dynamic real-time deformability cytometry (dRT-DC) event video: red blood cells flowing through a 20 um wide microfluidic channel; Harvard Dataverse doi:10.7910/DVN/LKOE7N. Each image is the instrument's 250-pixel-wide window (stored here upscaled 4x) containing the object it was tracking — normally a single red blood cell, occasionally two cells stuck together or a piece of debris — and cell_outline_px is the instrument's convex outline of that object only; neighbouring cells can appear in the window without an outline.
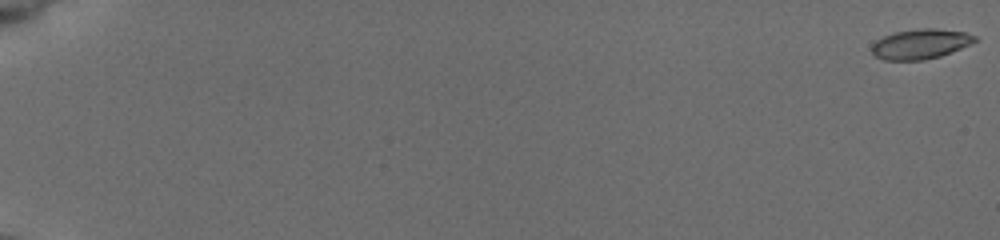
{"species": "common noctule bat (a hibernating species)", "species_latin": "Nyctalus noctula", "temperature_condition": "cold", "stored_images_in_passage": 56, "camera_frame_rate_fps": 3000, "um_per_image_px": 0.085, "animal": {"sex": "female", "body_mass_g": 19.5, "forearm_length_mm": 54.1}, "frame": {"image": 1, "passage_image": 1, "time_ms": 0.0, "image_size_px": [1000, 240], "cell_outline_px": [[976, 40], [960, 48], [940, 56], [924, 60], [884, 60], [876, 56], [872, 52], [872, 44], [876, 40], [884, 36], [896, 32], [920, 28], [936, 28], [964, 32], [976, 36]], "centroid_in_image_um": [78.21, 3.74], "position_along_channel_um": 6.8, "area_um2": 17.74}}
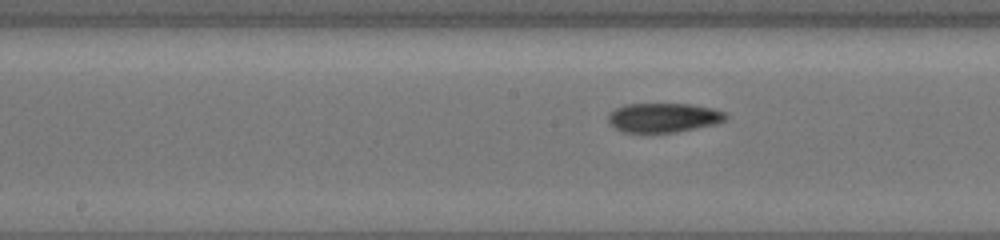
{"frame": {"image": 2, "passage_image": 32, "time_ms": 10.333, "image_size_px": [1000, 240], "cell_outline_px": [[728, 116], [724, 120], [712, 124], [672, 132], [624, 132], [616, 128], [608, 120], [608, 112], [624, 104], [688, 104], [712, 108], [724, 112]], "centroid_in_image_um": [56.34, 9.98], "position_along_channel_um": 191.9, "area_um2": 19.65}}
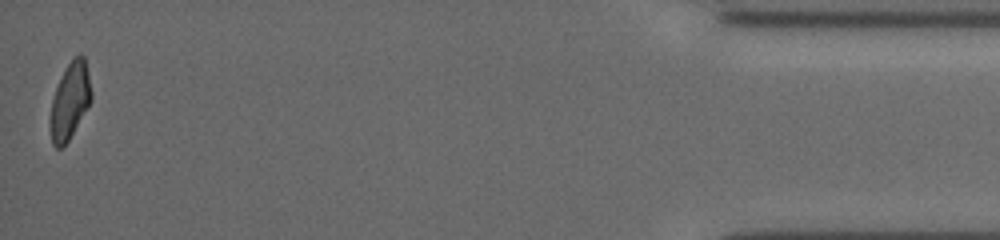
{"frame": {"image": 3, "passage_image": 56, "time_ms": 18.333, "image_size_px": [1000, 240], "cell_outline_px": [[92, 100], [68, 140], [60, 148], [56, 148], [52, 144], [52, 100], [56, 88], [72, 56], [80, 52], [84, 56], [92, 92]], "centroid_in_image_um": [5.99, 8.5], "position_along_channel_um": 429.2, "area_um2": 17.63}, "authors_computed_cell_mechanics": {"area_um2": 19.0162, "velocity_mm_per_s": 3.8917, "shape_relaxation_time_tau1_ms": null, "shape_relaxation_time_tau2_ms": 6.662, "deformation_change_tau1": null, "deformation_change_tau2": 0.1414}}